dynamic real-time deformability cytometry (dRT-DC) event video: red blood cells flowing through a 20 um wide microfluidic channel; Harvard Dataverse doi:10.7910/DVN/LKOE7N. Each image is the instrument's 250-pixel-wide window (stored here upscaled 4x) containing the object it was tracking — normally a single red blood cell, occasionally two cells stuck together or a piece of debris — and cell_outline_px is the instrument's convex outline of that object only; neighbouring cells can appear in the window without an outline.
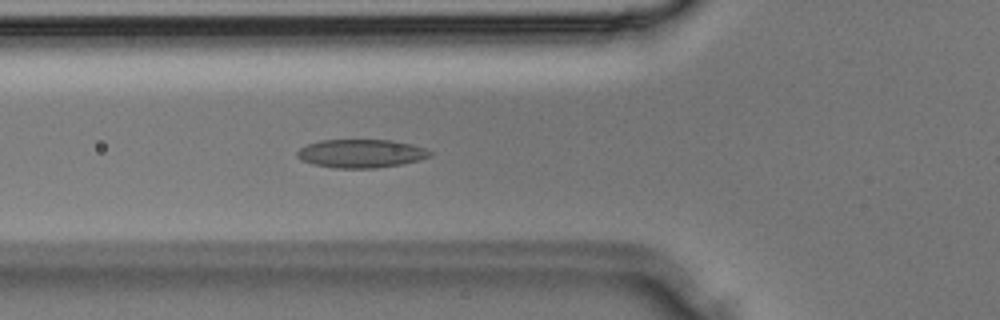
{"species": "Egyptian fruit bat (a non-hibernating species)", "species_latin": "Rousettus aegyptiacus", "temperature_condition": "room temperature", "stored_images_in_passage": 35, "camera_frame_rate_fps": 3000, "um_per_image_px": 0.085, "animal": {"sex": "male"}, "frame": {"image": 1, "passage_image": 12, "time_ms": 3.667, "image_size_px": [1000, 320], "cell_outline_px": [[432, 156], [420, 160], [400, 164], [376, 168], [336, 168], [312, 164], [300, 160], [296, 156], [296, 152], [300, 148], [308, 144], [320, 140], [392, 140], [412, 144], [424, 148], [432, 152]], "centroid_in_image_um": [30.68, 13.05], "position_along_channel_um": 95.1, "area_um2": 22.08}}
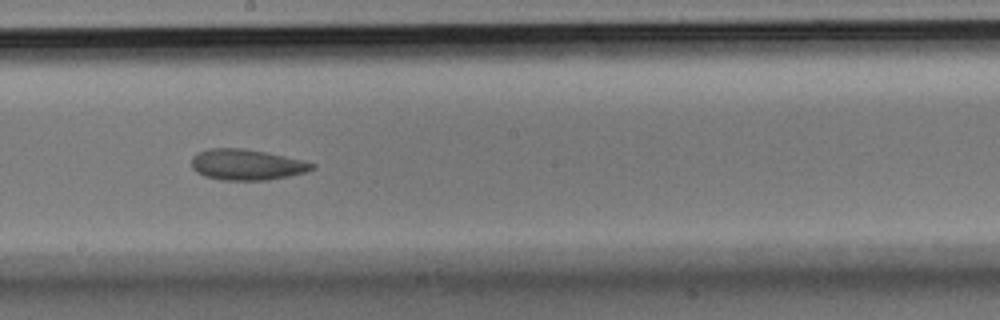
{"frame": {"image": 2, "passage_image": 19, "time_ms": 6.0, "image_size_px": [1000, 320], "cell_outline_px": [[316, 168], [304, 172], [288, 176], [268, 180], [220, 180], [204, 176], [196, 172], [192, 168], [192, 156], [196, 152], [208, 148], [244, 148], [304, 160], [316, 164]], "centroid_in_image_um": [20.94, 13.99], "position_along_channel_um": 227.3, "area_um2": 21.79}}
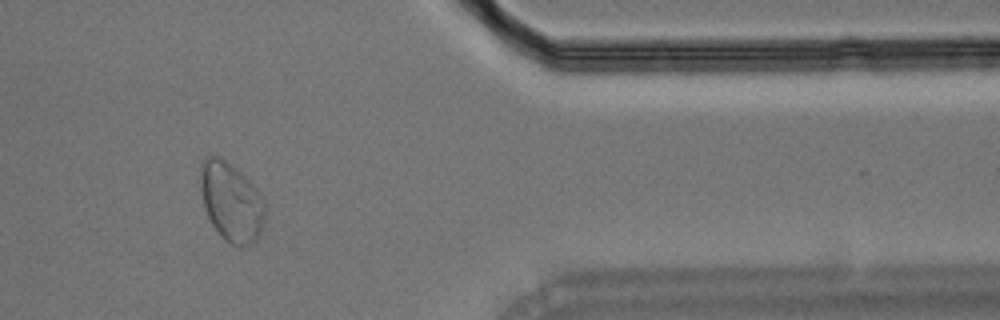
{"frame": {"image": 3, "passage_image": 29, "time_ms": 9.333, "image_size_px": [1000, 320], "cell_outline_px": [[268, 212], [264, 224], [256, 240], [252, 244], [228, 244], [224, 240], [212, 224], [204, 208], [200, 188], [200, 164], [212, 152], [236, 168], [264, 196], [268, 208]], "centroid_in_image_um": [19.69, 17.14], "position_along_channel_um": 391.7, "area_um2": 30.23}}